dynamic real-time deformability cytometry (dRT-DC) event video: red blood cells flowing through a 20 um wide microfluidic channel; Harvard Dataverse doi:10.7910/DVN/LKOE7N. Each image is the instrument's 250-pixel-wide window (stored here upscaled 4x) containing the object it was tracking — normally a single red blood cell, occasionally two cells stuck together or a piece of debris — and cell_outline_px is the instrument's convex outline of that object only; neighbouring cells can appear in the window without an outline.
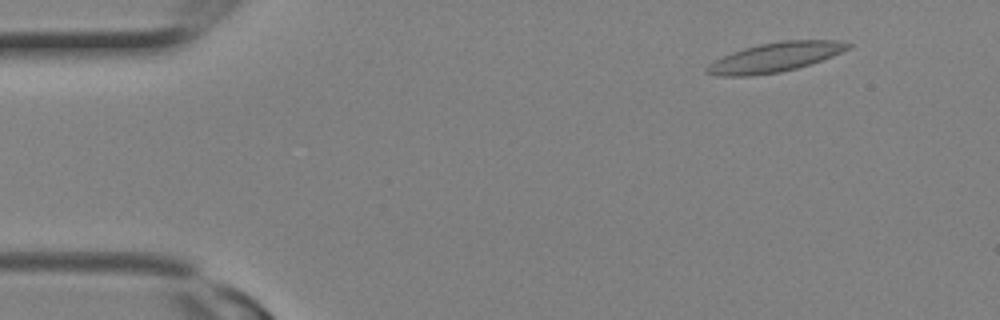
{"species": "Egyptian fruit bat (a non-hibernating species)", "species_latin": "Rousettus aegyptiacus", "temperature_condition": "room temperature", "stored_images_in_passage": 9, "camera_frame_rate_fps": 3000, "um_per_image_px": 0.085, "animal": {"sex": "female"}, "frame": {"image": 1, "passage_image": 3, "time_ms": 0.667, "image_size_px": [1000, 320], "cell_outline_px": [[852, 44], [848, 48], [832, 56], [796, 68], [780, 72], [752, 76], [720, 76], [704, 72], [704, 68], [708, 64], [732, 52], [744, 48], [760, 44], [784, 40], [836, 40]], "centroid_in_image_um": [65.83, 4.87], "position_along_channel_um": 19.2, "area_um2": 23.87}}
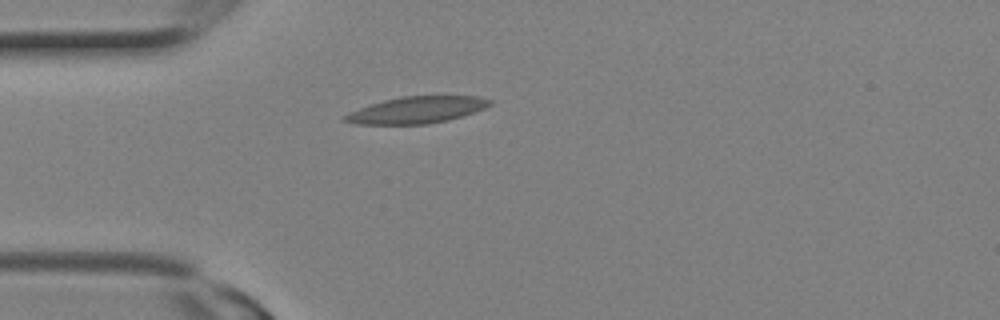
{"frame": {"image": 2, "passage_image": 7, "time_ms": 2.0, "image_size_px": [1000, 320], "cell_outline_px": [[492, 104], [484, 108], [448, 120], [428, 124], [356, 124], [340, 120], [344, 116], [360, 108], [384, 100], [400, 96], [476, 96], [492, 100]], "centroid_in_image_um": [35.42, 9.34], "position_along_channel_um": 49.6, "area_um2": 22.25}}
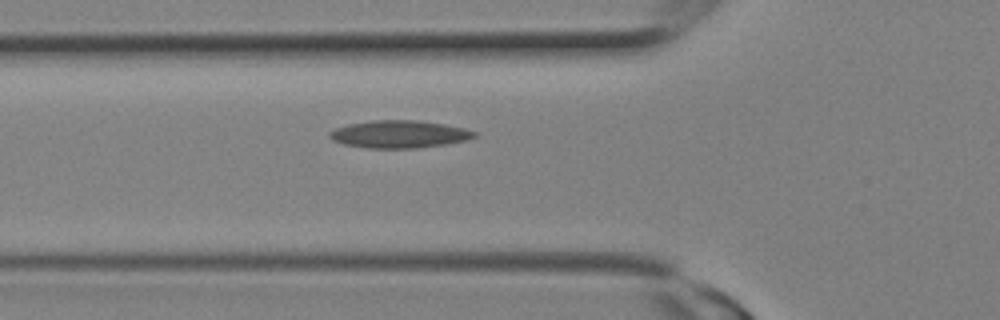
{"frame": {"image": 3, "passage_image": 9, "time_ms": 2.667, "image_size_px": [1000, 320], "cell_outline_px": [[476, 136], [468, 140], [444, 144], [416, 148], [364, 148], [344, 144], [332, 140], [328, 136], [328, 132], [336, 128], [348, 124], [372, 120], [416, 120], [444, 124], [464, 128], [476, 132]], "centroid_in_image_um": [33.9, 11.4], "position_along_channel_um": 91.9, "area_um2": 23.24}}